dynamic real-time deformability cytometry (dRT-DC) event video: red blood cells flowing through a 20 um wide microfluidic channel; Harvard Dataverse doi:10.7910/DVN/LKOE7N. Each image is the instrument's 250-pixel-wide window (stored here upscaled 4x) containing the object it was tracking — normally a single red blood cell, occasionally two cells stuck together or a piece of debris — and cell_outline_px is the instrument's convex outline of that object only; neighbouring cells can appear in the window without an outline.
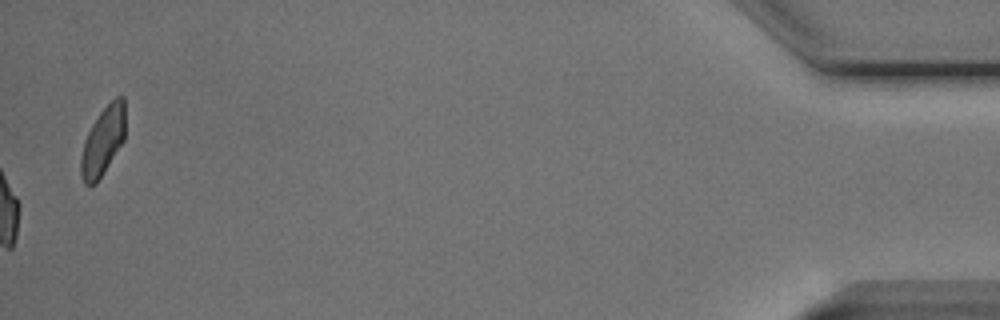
{"species": "Egyptian fruit bat (a non-hibernating species)", "species_latin": "Rousettus aegyptiacus", "temperature_condition": "cold", "stored_images_in_passage": 52, "camera_frame_rate_fps": 3000, "um_per_image_px": 0.085, "animal": {"sex": "male"}, "frame": {"image": 1, "passage_image": 52, "time_ms": 17.0, "image_size_px": [1000, 320], "cell_outline_px": [[124, 140], [96, 184], [84, 184], [80, 176], [80, 160], [84, 140], [92, 124], [100, 112], [116, 96], [124, 96]], "centroid_in_image_um": [8.73, 12.0], "position_along_channel_um": 426.5, "area_um2": 17.57}, "authors_computed_cell_mechanics": {"area_um2": 19.9988, "velocity_mm_per_s": 3.7703, "shape_relaxation_time_tau1_ms": 4.5596, "shape_relaxation_time_tau2_ms": 1.3842, "deformation_change_tau1": 0.1251, "deformation_change_tau2": 0.0711}}